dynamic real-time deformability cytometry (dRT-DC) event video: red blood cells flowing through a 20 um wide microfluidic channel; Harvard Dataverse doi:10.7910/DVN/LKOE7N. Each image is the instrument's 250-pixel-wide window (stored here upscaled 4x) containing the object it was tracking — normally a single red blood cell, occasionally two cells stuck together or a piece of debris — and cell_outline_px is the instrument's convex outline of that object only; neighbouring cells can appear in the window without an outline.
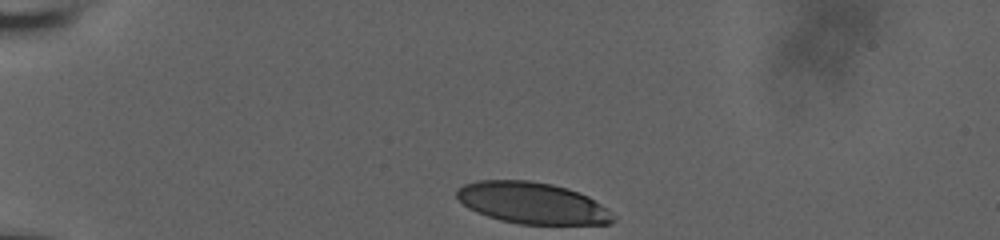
{"species": "human", "species_latin": "Homo sapiens", "temperature_condition": "room temperature", "stored_images_in_passage": 35, "camera_frame_rate_fps": 3000, "um_per_image_px": 0.085, "donor": {"sex": "male"}, "frame": {"image": 1, "passage_image": 1, "time_ms": 0.0, "image_size_px": [1000, 240], "cell_outline_px": [[616, 220], [612, 224], [520, 224], [500, 220], [476, 212], [468, 208], [456, 196], [456, 188], [464, 184], [476, 180], [528, 180], [552, 184], [568, 188], [588, 196], [608, 208], [616, 216]], "centroid_in_image_um": [45.27, 17.26], "position_along_channel_um": 39.7, "area_um2": 38.09}}
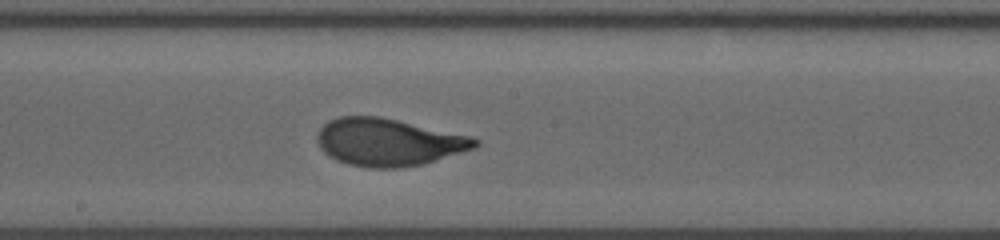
{"frame": {"image": 2, "passage_image": 20, "time_ms": 6.333, "image_size_px": [1000, 240], "cell_outline_px": [[480, 144], [476, 148], [420, 164], [404, 168], [368, 168], [348, 164], [336, 160], [328, 156], [320, 148], [316, 140], [316, 132], [328, 120], [340, 116], [380, 116], [472, 136], [480, 140]], "centroid_in_image_um": [32.99, 12.08], "position_along_channel_um": 215.2, "area_um2": 43.93}}
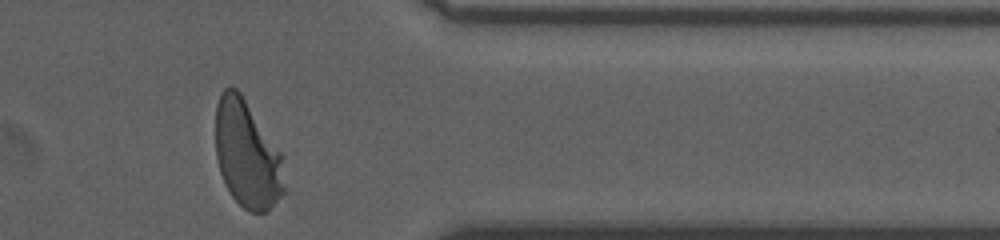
{"frame": {"image": 3, "passage_image": 35, "time_ms": 11.333, "image_size_px": [1000, 240], "cell_outline_px": [[284, 192], [264, 212], [248, 212], [232, 196], [224, 184], [220, 172], [216, 156], [216, 104], [220, 92], [224, 88], [236, 88], [240, 92], [284, 156]], "centroid_in_image_um": [21.0, 13.1], "position_along_channel_um": 390.4, "area_um2": 43.06}, "authors_computed_cell_mechanics": {"area_um2": 42.9454, "velocity_mm_per_s": 3.7043, "shape_relaxation_time_tau1_ms": 3.3336, "shape_relaxation_time_tau2_ms": null, "deformation_change_tau1": 0.1853, "deformation_change_tau2": null}}